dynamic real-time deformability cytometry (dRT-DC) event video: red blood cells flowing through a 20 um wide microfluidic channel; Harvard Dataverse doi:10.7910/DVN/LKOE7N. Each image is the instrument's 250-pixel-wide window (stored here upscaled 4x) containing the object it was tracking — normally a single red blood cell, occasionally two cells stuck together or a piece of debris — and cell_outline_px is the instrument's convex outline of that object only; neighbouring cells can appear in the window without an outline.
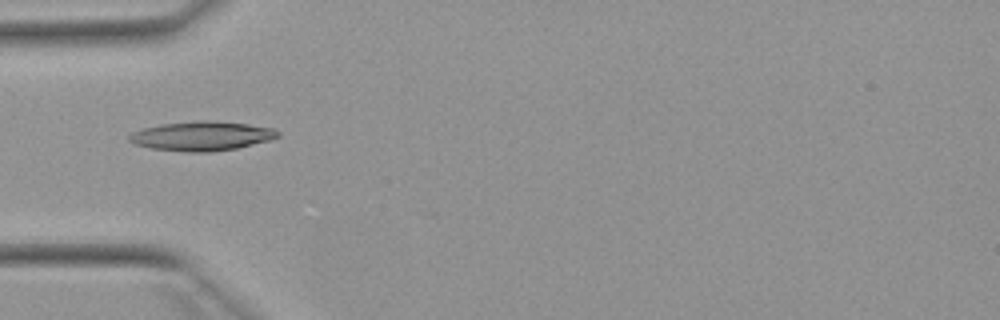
{"species": "Egyptian fruit bat (a non-hibernating species)", "species_latin": "Rousettus aegyptiacus", "temperature_condition": "warm", "stored_images_in_passage": 38, "camera_frame_rate_fps": 3000, "um_per_image_px": 0.085, "animal": {"sex": "female"}, "frame": {"image": 1, "passage_image": 3, "time_ms": 0.667, "image_size_px": [1000, 320], "cell_outline_px": [[280, 136], [272, 140], [236, 148], [212, 152], [188, 152], [152, 148], [136, 144], [128, 140], [128, 136], [132, 132], [144, 128], [160, 124], [196, 120], [208, 120], [248, 124], [272, 128], [280, 132]], "centroid_in_image_um": [17.17, 11.55], "position_along_channel_um": 67.8, "area_um2": 25.43}}
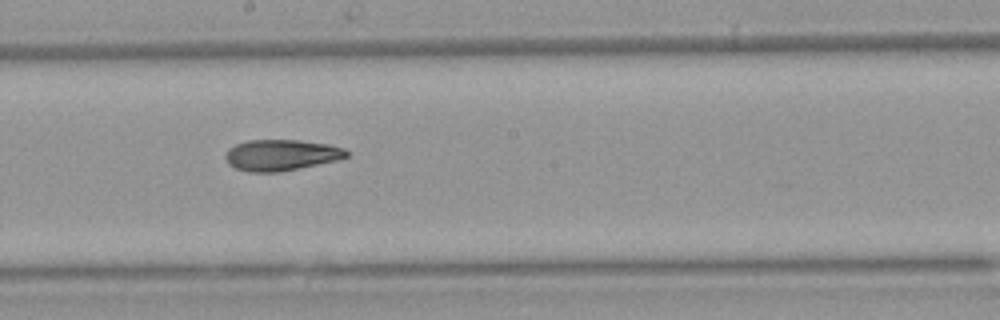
{"frame": {"image": 2, "passage_image": 15, "time_ms": 4.667, "image_size_px": [1000, 320], "cell_outline_px": [[348, 156], [336, 160], [280, 172], [248, 172], [236, 168], [228, 164], [224, 156], [228, 148], [236, 144], [248, 140], [300, 140], [328, 144], [344, 148], [348, 152]], "centroid_in_image_um": [23.86, 13.17], "position_along_channel_um": 224.3, "area_um2": 21.91}}
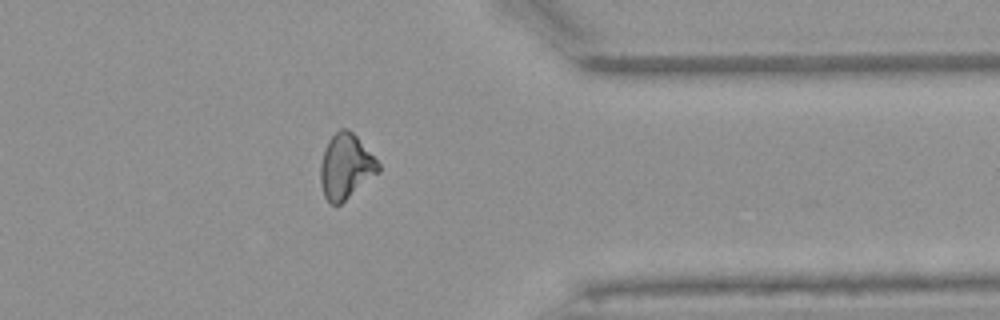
{"frame": {"image": 3, "passage_image": 28, "time_ms": 9.0, "image_size_px": [1000, 320], "cell_outline_px": [[380, 172], [340, 204], [332, 204], [324, 196], [320, 184], [320, 164], [324, 148], [328, 140], [340, 128], [348, 128], [356, 136], [380, 164]], "centroid_in_image_um": [29.38, 14.15], "position_along_channel_um": 382.0, "area_um2": 21.85}, "authors_computed_cell_mechanics": {"area_um2": 21.964, "velocity_mm_per_s": 3.9142, "shape_relaxation_time_tau1_ms": null, "shape_relaxation_time_tau2_ms": 7.5558, "deformation_change_tau1": null, "deformation_change_tau2": 0.1732}}